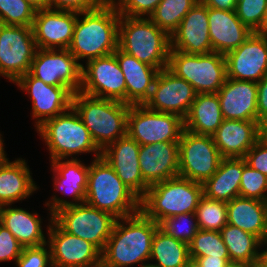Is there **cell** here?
<instances>
[{"label": "cell", "mask_w": 267, "mask_h": 267, "mask_svg": "<svg viewBox=\"0 0 267 267\" xmlns=\"http://www.w3.org/2000/svg\"><path fill=\"white\" fill-rule=\"evenodd\" d=\"M23 248L14 235L0 223V262H16Z\"/></svg>", "instance_id": "obj_44"}, {"label": "cell", "mask_w": 267, "mask_h": 267, "mask_svg": "<svg viewBox=\"0 0 267 267\" xmlns=\"http://www.w3.org/2000/svg\"><path fill=\"white\" fill-rule=\"evenodd\" d=\"M82 65L80 92L126 103V82L114 54L89 60Z\"/></svg>", "instance_id": "obj_14"}, {"label": "cell", "mask_w": 267, "mask_h": 267, "mask_svg": "<svg viewBox=\"0 0 267 267\" xmlns=\"http://www.w3.org/2000/svg\"><path fill=\"white\" fill-rule=\"evenodd\" d=\"M126 82V103L130 105L145 104L150 98L153 84L159 70L138 61L130 54L117 48L113 53Z\"/></svg>", "instance_id": "obj_27"}, {"label": "cell", "mask_w": 267, "mask_h": 267, "mask_svg": "<svg viewBox=\"0 0 267 267\" xmlns=\"http://www.w3.org/2000/svg\"><path fill=\"white\" fill-rule=\"evenodd\" d=\"M266 212L267 201L238 196L227 202V223L255 235L261 241Z\"/></svg>", "instance_id": "obj_31"}, {"label": "cell", "mask_w": 267, "mask_h": 267, "mask_svg": "<svg viewBox=\"0 0 267 267\" xmlns=\"http://www.w3.org/2000/svg\"><path fill=\"white\" fill-rule=\"evenodd\" d=\"M224 56L227 78L259 82L267 75V36L253 32Z\"/></svg>", "instance_id": "obj_18"}, {"label": "cell", "mask_w": 267, "mask_h": 267, "mask_svg": "<svg viewBox=\"0 0 267 267\" xmlns=\"http://www.w3.org/2000/svg\"><path fill=\"white\" fill-rule=\"evenodd\" d=\"M51 168L54 190L60 191L64 196H72V201L62 199L54 193L52 199L45 202L47 210L50 211L49 215L53 216L55 212L64 207L84 203L89 165H85L80 159H58L51 161Z\"/></svg>", "instance_id": "obj_19"}, {"label": "cell", "mask_w": 267, "mask_h": 267, "mask_svg": "<svg viewBox=\"0 0 267 267\" xmlns=\"http://www.w3.org/2000/svg\"><path fill=\"white\" fill-rule=\"evenodd\" d=\"M158 227L159 224L141 210L117 219L101 252V260L109 267H132L137 264L148 267L152 241Z\"/></svg>", "instance_id": "obj_1"}, {"label": "cell", "mask_w": 267, "mask_h": 267, "mask_svg": "<svg viewBox=\"0 0 267 267\" xmlns=\"http://www.w3.org/2000/svg\"><path fill=\"white\" fill-rule=\"evenodd\" d=\"M189 256L230 258L221 233L201 229L189 243Z\"/></svg>", "instance_id": "obj_37"}, {"label": "cell", "mask_w": 267, "mask_h": 267, "mask_svg": "<svg viewBox=\"0 0 267 267\" xmlns=\"http://www.w3.org/2000/svg\"><path fill=\"white\" fill-rule=\"evenodd\" d=\"M209 36L213 52L226 54L238 48L253 32L234 11L208 7Z\"/></svg>", "instance_id": "obj_26"}, {"label": "cell", "mask_w": 267, "mask_h": 267, "mask_svg": "<svg viewBox=\"0 0 267 267\" xmlns=\"http://www.w3.org/2000/svg\"><path fill=\"white\" fill-rule=\"evenodd\" d=\"M108 0H49L48 9L82 13L101 7Z\"/></svg>", "instance_id": "obj_45"}, {"label": "cell", "mask_w": 267, "mask_h": 267, "mask_svg": "<svg viewBox=\"0 0 267 267\" xmlns=\"http://www.w3.org/2000/svg\"><path fill=\"white\" fill-rule=\"evenodd\" d=\"M140 144L128 134L109 144L102 157L115 170L122 182L141 200L149 186L144 182L139 166Z\"/></svg>", "instance_id": "obj_20"}, {"label": "cell", "mask_w": 267, "mask_h": 267, "mask_svg": "<svg viewBox=\"0 0 267 267\" xmlns=\"http://www.w3.org/2000/svg\"><path fill=\"white\" fill-rule=\"evenodd\" d=\"M196 259L202 267H226L230 262V258H219V257H191Z\"/></svg>", "instance_id": "obj_48"}, {"label": "cell", "mask_w": 267, "mask_h": 267, "mask_svg": "<svg viewBox=\"0 0 267 267\" xmlns=\"http://www.w3.org/2000/svg\"><path fill=\"white\" fill-rule=\"evenodd\" d=\"M4 150H5L4 140H3L2 134L0 133V162L7 159V157H6L7 154Z\"/></svg>", "instance_id": "obj_52"}, {"label": "cell", "mask_w": 267, "mask_h": 267, "mask_svg": "<svg viewBox=\"0 0 267 267\" xmlns=\"http://www.w3.org/2000/svg\"><path fill=\"white\" fill-rule=\"evenodd\" d=\"M245 158H222L217 171L203 183V194L219 201L229 202L239 196Z\"/></svg>", "instance_id": "obj_30"}, {"label": "cell", "mask_w": 267, "mask_h": 267, "mask_svg": "<svg viewBox=\"0 0 267 267\" xmlns=\"http://www.w3.org/2000/svg\"><path fill=\"white\" fill-rule=\"evenodd\" d=\"M36 50L32 26L0 24V76L15 84L30 71Z\"/></svg>", "instance_id": "obj_12"}, {"label": "cell", "mask_w": 267, "mask_h": 267, "mask_svg": "<svg viewBox=\"0 0 267 267\" xmlns=\"http://www.w3.org/2000/svg\"><path fill=\"white\" fill-rule=\"evenodd\" d=\"M197 92L190 83L178 77L168 67L159 70L150 98L145 105L154 111L187 116Z\"/></svg>", "instance_id": "obj_16"}, {"label": "cell", "mask_w": 267, "mask_h": 267, "mask_svg": "<svg viewBox=\"0 0 267 267\" xmlns=\"http://www.w3.org/2000/svg\"><path fill=\"white\" fill-rule=\"evenodd\" d=\"M246 163L254 170H258L267 177V141L262 137L246 153Z\"/></svg>", "instance_id": "obj_46"}, {"label": "cell", "mask_w": 267, "mask_h": 267, "mask_svg": "<svg viewBox=\"0 0 267 267\" xmlns=\"http://www.w3.org/2000/svg\"><path fill=\"white\" fill-rule=\"evenodd\" d=\"M261 137L267 141V121L261 126Z\"/></svg>", "instance_id": "obj_57"}, {"label": "cell", "mask_w": 267, "mask_h": 267, "mask_svg": "<svg viewBox=\"0 0 267 267\" xmlns=\"http://www.w3.org/2000/svg\"><path fill=\"white\" fill-rule=\"evenodd\" d=\"M223 158H244L261 138L258 121L226 120L212 135Z\"/></svg>", "instance_id": "obj_25"}, {"label": "cell", "mask_w": 267, "mask_h": 267, "mask_svg": "<svg viewBox=\"0 0 267 267\" xmlns=\"http://www.w3.org/2000/svg\"><path fill=\"white\" fill-rule=\"evenodd\" d=\"M78 13L52 9L37 10L32 31L37 48L68 49Z\"/></svg>", "instance_id": "obj_21"}, {"label": "cell", "mask_w": 267, "mask_h": 267, "mask_svg": "<svg viewBox=\"0 0 267 267\" xmlns=\"http://www.w3.org/2000/svg\"><path fill=\"white\" fill-rule=\"evenodd\" d=\"M139 166L148 186L179 175V142L141 145Z\"/></svg>", "instance_id": "obj_23"}, {"label": "cell", "mask_w": 267, "mask_h": 267, "mask_svg": "<svg viewBox=\"0 0 267 267\" xmlns=\"http://www.w3.org/2000/svg\"><path fill=\"white\" fill-rule=\"evenodd\" d=\"M37 212H28L12 205L0 206V223L4 225L23 247H37L47 243L42 221Z\"/></svg>", "instance_id": "obj_29"}, {"label": "cell", "mask_w": 267, "mask_h": 267, "mask_svg": "<svg viewBox=\"0 0 267 267\" xmlns=\"http://www.w3.org/2000/svg\"><path fill=\"white\" fill-rule=\"evenodd\" d=\"M53 220L64 231L94 244L102 252L117 218L84 202L58 210Z\"/></svg>", "instance_id": "obj_9"}, {"label": "cell", "mask_w": 267, "mask_h": 267, "mask_svg": "<svg viewBox=\"0 0 267 267\" xmlns=\"http://www.w3.org/2000/svg\"><path fill=\"white\" fill-rule=\"evenodd\" d=\"M220 233L227 247L230 261L250 263L261 256L262 244L255 235L228 223L220 230Z\"/></svg>", "instance_id": "obj_34"}, {"label": "cell", "mask_w": 267, "mask_h": 267, "mask_svg": "<svg viewBox=\"0 0 267 267\" xmlns=\"http://www.w3.org/2000/svg\"><path fill=\"white\" fill-rule=\"evenodd\" d=\"M261 244L264 248V246H267V212H266V223H265V232L261 240Z\"/></svg>", "instance_id": "obj_56"}, {"label": "cell", "mask_w": 267, "mask_h": 267, "mask_svg": "<svg viewBox=\"0 0 267 267\" xmlns=\"http://www.w3.org/2000/svg\"><path fill=\"white\" fill-rule=\"evenodd\" d=\"M189 258L188 243L175 239L159 227L156 229L150 256L154 264L149 263L148 267H184Z\"/></svg>", "instance_id": "obj_33"}, {"label": "cell", "mask_w": 267, "mask_h": 267, "mask_svg": "<svg viewBox=\"0 0 267 267\" xmlns=\"http://www.w3.org/2000/svg\"><path fill=\"white\" fill-rule=\"evenodd\" d=\"M217 95L224 119L258 121L257 82L227 78Z\"/></svg>", "instance_id": "obj_24"}, {"label": "cell", "mask_w": 267, "mask_h": 267, "mask_svg": "<svg viewBox=\"0 0 267 267\" xmlns=\"http://www.w3.org/2000/svg\"><path fill=\"white\" fill-rule=\"evenodd\" d=\"M170 37L172 50L198 55L213 52L209 36L208 7L198 1Z\"/></svg>", "instance_id": "obj_22"}, {"label": "cell", "mask_w": 267, "mask_h": 267, "mask_svg": "<svg viewBox=\"0 0 267 267\" xmlns=\"http://www.w3.org/2000/svg\"><path fill=\"white\" fill-rule=\"evenodd\" d=\"M184 130V119L174 113L149 109L145 104L130 105L127 134L140 146L179 142Z\"/></svg>", "instance_id": "obj_10"}, {"label": "cell", "mask_w": 267, "mask_h": 267, "mask_svg": "<svg viewBox=\"0 0 267 267\" xmlns=\"http://www.w3.org/2000/svg\"><path fill=\"white\" fill-rule=\"evenodd\" d=\"M203 195L202 183L177 176L149 186L140 210L159 224L174 215L195 213Z\"/></svg>", "instance_id": "obj_7"}, {"label": "cell", "mask_w": 267, "mask_h": 267, "mask_svg": "<svg viewBox=\"0 0 267 267\" xmlns=\"http://www.w3.org/2000/svg\"><path fill=\"white\" fill-rule=\"evenodd\" d=\"M267 0H237L236 15L252 32H259L264 23Z\"/></svg>", "instance_id": "obj_40"}, {"label": "cell", "mask_w": 267, "mask_h": 267, "mask_svg": "<svg viewBox=\"0 0 267 267\" xmlns=\"http://www.w3.org/2000/svg\"><path fill=\"white\" fill-rule=\"evenodd\" d=\"M121 16L144 17L149 16L156 9L161 0H111Z\"/></svg>", "instance_id": "obj_43"}, {"label": "cell", "mask_w": 267, "mask_h": 267, "mask_svg": "<svg viewBox=\"0 0 267 267\" xmlns=\"http://www.w3.org/2000/svg\"><path fill=\"white\" fill-rule=\"evenodd\" d=\"M184 267H202V265L194 258H189Z\"/></svg>", "instance_id": "obj_54"}, {"label": "cell", "mask_w": 267, "mask_h": 267, "mask_svg": "<svg viewBox=\"0 0 267 267\" xmlns=\"http://www.w3.org/2000/svg\"><path fill=\"white\" fill-rule=\"evenodd\" d=\"M0 162V206L29 198L39 187L23 158Z\"/></svg>", "instance_id": "obj_28"}, {"label": "cell", "mask_w": 267, "mask_h": 267, "mask_svg": "<svg viewBox=\"0 0 267 267\" xmlns=\"http://www.w3.org/2000/svg\"><path fill=\"white\" fill-rule=\"evenodd\" d=\"M159 228L175 239L190 243L199 230L195 213H182L162 220Z\"/></svg>", "instance_id": "obj_39"}, {"label": "cell", "mask_w": 267, "mask_h": 267, "mask_svg": "<svg viewBox=\"0 0 267 267\" xmlns=\"http://www.w3.org/2000/svg\"><path fill=\"white\" fill-rule=\"evenodd\" d=\"M82 65L68 49L37 48L29 72L48 85L67 87L77 93L81 88Z\"/></svg>", "instance_id": "obj_13"}, {"label": "cell", "mask_w": 267, "mask_h": 267, "mask_svg": "<svg viewBox=\"0 0 267 267\" xmlns=\"http://www.w3.org/2000/svg\"><path fill=\"white\" fill-rule=\"evenodd\" d=\"M119 21L120 14L111 0L94 10L78 13L68 50L78 62L113 54L118 48Z\"/></svg>", "instance_id": "obj_2"}, {"label": "cell", "mask_w": 267, "mask_h": 267, "mask_svg": "<svg viewBox=\"0 0 267 267\" xmlns=\"http://www.w3.org/2000/svg\"><path fill=\"white\" fill-rule=\"evenodd\" d=\"M15 83L32 100V118L36 122H34L35 129L46 120L58 116L72 106L74 93L69 88L48 85L30 72L21 76Z\"/></svg>", "instance_id": "obj_17"}, {"label": "cell", "mask_w": 267, "mask_h": 267, "mask_svg": "<svg viewBox=\"0 0 267 267\" xmlns=\"http://www.w3.org/2000/svg\"><path fill=\"white\" fill-rule=\"evenodd\" d=\"M250 267H267V262L262 256H260L250 262Z\"/></svg>", "instance_id": "obj_51"}, {"label": "cell", "mask_w": 267, "mask_h": 267, "mask_svg": "<svg viewBox=\"0 0 267 267\" xmlns=\"http://www.w3.org/2000/svg\"><path fill=\"white\" fill-rule=\"evenodd\" d=\"M226 267H250L248 262L230 261Z\"/></svg>", "instance_id": "obj_53"}, {"label": "cell", "mask_w": 267, "mask_h": 267, "mask_svg": "<svg viewBox=\"0 0 267 267\" xmlns=\"http://www.w3.org/2000/svg\"><path fill=\"white\" fill-rule=\"evenodd\" d=\"M258 33L267 36V10H266L265 18H264V23L262 25L261 30Z\"/></svg>", "instance_id": "obj_55"}, {"label": "cell", "mask_w": 267, "mask_h": 267, "mask_svg": "<svg viewBox=\"0 0 267 267\" xmlns=\"http://www.w3.org/2000/svg\"><path fill=\"white\" fill-rule=\"evenodd\" d=\"M199 0H161L149 19L170 36Z\"/></svg>", "instance_id": "obj_35"}, {"label": "cell", "mask_w": 267, "mask_h": 267, "mask_svg": "<svg viewBox=\"0 0 267 267\" xmlns=\"http://www.w3.org/2000/svg\"><path fill=\"white\" fill-rule=\"evenodd\" d=\"M168 68L192 85L197 94L217 93L227 79L224 54H188L170 50Z\"/></svg>", "instance_id": "obj_8"}, {"label": "cell", "mask_w": 267, "mask_h": 267, "mask_svg": "<svg viewBox=\"0 0 267 267\" xmlns=\"http://www.w3.org/2000/svg\"><path fill=\"white\" fill-rule=\"evenodd\" d=\"M85 202L117 219L140 211V199L101 156L89 165Z\"/></svg>", "instance_id": "obj_5"}, {"label": "cell", "mask_w": 267, "mask_h": 267, "mask_svg": "<svg viewBox=\"0 0 267 267\" xmlns=\"http://www.w3.org/2000/svg\"><path fill=\"white\" fill-rule=\"evenodd\" d=\"M87 267H109L107 266L102 260L94 265L87 266Z\"/></svg>", "instance_id": "obj_58"}, {"label": "cell", "mask_w": 267, "mask_h": 267, "mask_svg": "<svg viewBox=\"0 0 267 267\" xmlns=\"http://www.w3.org/2000/svg\"><path fill=\"white\" fill-rule=\"evenodd\" d=\"M223 120L217 93L197 94L184 118V129L195 134L212 136Z\"/></svg>", "instance_id": "obj_32"}, {"label": "cell", "mask_w": 267, "mask_h": 267, "mask_svg": "<svg viewBox=\"0 0 267 267\" xmlns=\"http://www.w3.org/2000/svg\"><path fill=\"white\" fill-rule=\"evenodd\" d=\"M36 10L48 9L49 0H26Z\"/></svg>", "instance_id": "obj_50"}, {"label": "cell", "mask_w": 267, "mask_h": 267, "mask_svg": "<svg viewBox=\"0 0 267 267\" xmlns=\"http://www.w3.org/2000/svg\"><path fill=\"white\" fill-rule=\"evenodd\" d=\"M267 246H265V249L261 250V256L266 260L267 262Z\"/></svg>", "instance_id": "obj_59"}, {"label": "cell", "mask_w": 267, "mask_h": 267, "mask_svg": "<svg viewBox=\"0 0 267 267\" xmlns=\"http://www.w3.org/2000/svg\"><path fill=\"white\" fill-rule=\"evenodd\" d=\"M48 244L37 247H24L17 258V267H52L50 249Z\"/></svg>", "instance_id": "obj_42"}, {"label": "cell", "mask_w": 267, "mask_h": 267, "mask_svg": "<svg viewBox=\"0 0 267 267\" xmlns=\"http://www.w3.org/2000/svg\"><path fill=\"white\" fill-rule=\"evenodd\" d=\"M36 131L45 142L51 161L70 157L77 159L76 155L81 153L93 152L94 159L102 155L90 131L72 106L58 116L46 120Z\"/></svg>", "instance_id": "obj_6"}, {"label": "cell", "mask_w": 267, "mask_h": 267, "mask_svg": "<svg viewBox=\"0 0 267 267\" xmlns=\"http://www.w3.org/2000/svg\"><path fill=\"white\" fill-rule=\"evenodd\" d=\"M239 196L267 201V177L246 164L241 175Z\"/></svg>", "instance_id": "obj_41"}, {"label": "cell", "mask_w": 267, "mask_h": 267, "mask_svg": "<svg viewBox=\"0 0 267 267\" xmlns=\"http://www.w3.org/2000/svg\"><path fill=\"white\" fill-rule=\"evenodd\" d=\"M118 48L138 61L162 70L168 67L171 37L147 17L120 15Z\"/></svg>", "instance_id": "obj_4"}, {"label": "cell", "mask_w": 267, "mask_h": 267, "mask_svg": "<svg viewBox=\"0 0 267 267\" xmlns=\"http://www.w3.org/2000/svg\"><path fill=\"white\" fill-rule=\"evenodd\" d=\"M207 7L220 10L234 11L236 9L237 0H199Z\"/></svg>", "instance_id": "obj_49"}, {"label": "cell", "mask_w": 267, "mask_h": 267, "mask_svg": "<svg viewBox=\"0 0 267 267\" xmlns=\"http://www.w3.org/2000/svg\"><path fill=\"white\" fill-rule=\"evenodd\" d=\"M222 156L213 137L183 130L179 140V175L204 183L218 169Z\"/></svg>", "instance_id": "obj_11"}, {"label": "cell", "mask_w": 267, "mask_h": 267, "mask_svg": "<svg viewBox=\"0 0 267 267\" xmlns=\"http://www.w3.org/2000/svg\"><path fill=\"white\" fill-rule=\"evenodd\" d=\"M258 123L262 126L267 121V75L257 82Z\"/></svg>", "instance_id": "obj_47"}, {"label": "cell", "mask_w": 267, "mask_h": 267, "mask_svg": "<svg viewBox=\"0 0 267 267\" xmlns=\"http://www.w3.org/2000/svg\"><path fill=\"white\" fill-rule=\"evenodd\" d=\"M36 11L26 0H0V24L32 26Z\"/></svg>", "instance_id": "obj_38"}, {"label": "cell", "mask_w": 267, "mask_h": 267, "mask_svg": "<svg viewBox=\"0 0 267 267\" xmlns=\"http://www.w3.org/2000/svg\"><path fill=\"white\" fill-rule=\"evenodd\" d=\"M48 221L47 244L52 267H87L101 261V251L94 244L64 231L53 216Z\"/></svg>", "instance_id": "obj_15"}, {"label": "cell", "mask_w": 267, "mask_h": 267, "mask_svg": "<svg viewBox=\"0 0 267 267\" xmlns=\"http://www.w3.org/2000/svg\"><path fill=\"white\" fill-rule=\"evenodd\" d=\"M72 107L101 151L127 135L130 104L90 96L79 91L73 94Z\"/></svg>", "instance_id": "obj_3"}, {"label": "cell", "mask_w": 267, "mask_h": 267, "mask_svg": "<svg viewBox=\"0 0 267 267\" xmlns=\"http://www.w3.org/2000/svg\"><path fill=\"white\" fill-rule=\"evenodd\" d=\"M195 215L199 229L220 232L227 224V202L210 199L203 195Z\"/></svg>", "instance_id": "obj_36"}]
</instances>
